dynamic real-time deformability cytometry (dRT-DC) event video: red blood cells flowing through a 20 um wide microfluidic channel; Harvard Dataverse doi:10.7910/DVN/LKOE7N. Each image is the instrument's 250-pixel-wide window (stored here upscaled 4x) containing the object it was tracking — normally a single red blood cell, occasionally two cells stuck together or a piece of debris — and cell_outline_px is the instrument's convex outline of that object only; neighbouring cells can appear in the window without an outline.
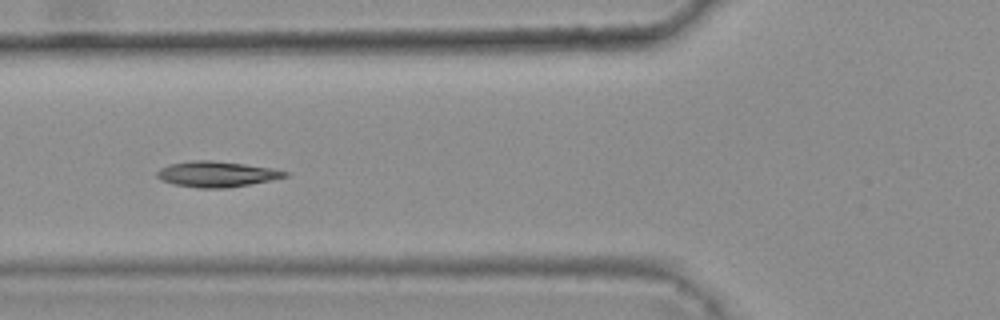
{"species": "common noctule bat (a hibernating species)", "species_latin": "Nyctalus noctula", "temperature_condition": "warm", "stored_images_in_passage": 9, "camera_frame_rate_fps": 3000, "um_per_image_px": 0.085, "animal": {"sex": "female", "body_mass_g": 25.1}, "frame": {"image": 1, "passage_image": 4, "time_ms": 1.0, "image_size_px": [1000, 320], "cell_outline_px": [[288, 176], [228, 188], [196, 188], [176, 184], [160, 180], [156, 176], [156, 172], [160, 168], [168, 164], [192, 160], [212, 160], [244, 164], [272, 168], [288, 172]], "centroid_in_image_um": [18.35, 14.79], "position_along_channel_um": 107.4, "area_um2": 19.02}}
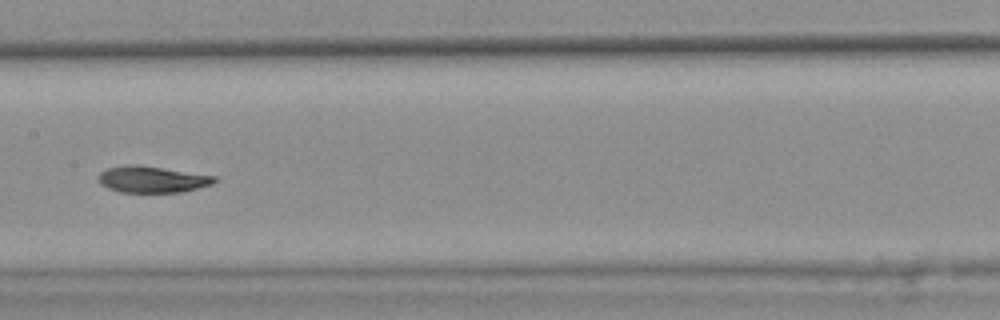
{"frame": {"image": 2, "passage_image": 6, "time_ms": 1.667, "image_size_px": [1000, 320], "cell_outline_px": [[220, 180], [212, 184], [180, 192], [120, 192], [108, 188], [100, 184], [96, 176], [100, 172], [108, 168], [128, 164], [136, 164], [216, 176]], "centroid_in_image_um": [12.91, 15.24], "position_along_channel_um": 194.5, "area_um2": 17.92}}